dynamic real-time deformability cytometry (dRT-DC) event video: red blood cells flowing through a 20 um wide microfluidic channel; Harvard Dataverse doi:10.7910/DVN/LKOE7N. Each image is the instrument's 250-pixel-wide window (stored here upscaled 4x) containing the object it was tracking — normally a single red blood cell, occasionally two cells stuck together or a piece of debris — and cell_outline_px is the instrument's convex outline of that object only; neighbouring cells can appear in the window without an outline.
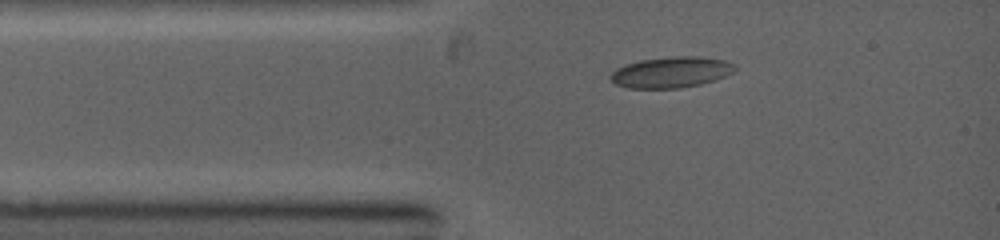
{"species": "common noctule bat (a hibernating species)", "species_latin": "Nyctalus noctula", "temperature_condition": "warm", "stored_images_in_passage": 23, "camera_frame_rate_fps": 5000, "um_per_image_px": 0.085, "animal": {"sex": "female", "body_mass_g": 19.0, "forearm_length_mm": 53.3}, "frame": {"image": 1, "passage_image": 1, "time_ms": 0.0, "image_size_px": [1000, 240], "cell_outline_px": [[736, 68], [732, 72], [716, 80], [700, 84], [680, 88], [628, 88], [616, 84], [608, 76], [616, 68], [624, 64], [640, 60], [676, 56], [700, 56], [724, 60], [736, 64]], "centroid_in_image_um": [57.04, 6.13], "position_along_channel_um": 28.0, "area_um2": 22.48}}
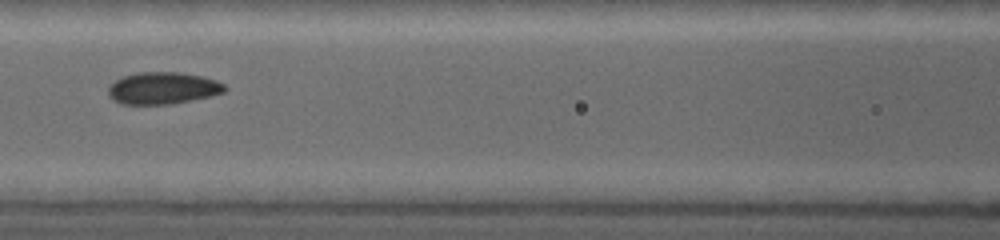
{"frame": {"image": 2, "passage_image": 8, "time_ms": 3.0, "image_size_px": [1000, 240], "cell_outline_px": [[228, 88], [224, 92], [212, 96], [172, 104], [120, 104], [112, 100], [108, 96], [108, 88], [116, 80], [124, 76], [136, 72], [180, 72], [204, 76], [216, 80], [224, 84]], "centroid_in_image_um": [13.86, 7.49], "position_along_channel_um": 152.7, "area_um2": 21.96}}
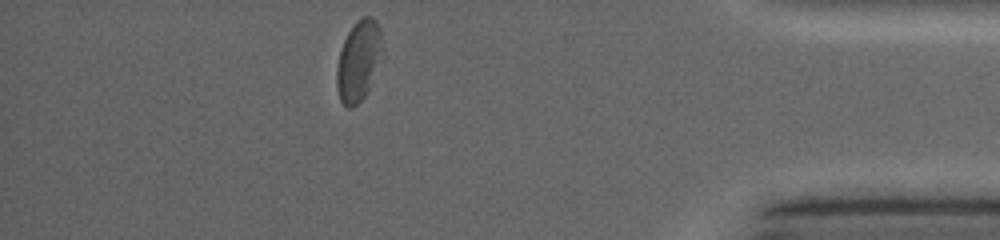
{"frame": {"image": 3, "passage_image": 23, "time_ms": 9.4, "image_size_px": [1000, 240], "cell_outline_px": [[384, 60], [364, 96], [352, 108], [348, 108], [340, 100], [336, 84], [336, 68], [340, 52], [344, 40], [348, 32], [356, 20], [364, 16], [372, 16], [376, 20], [380, 28]], "centroid_in_image_um": [30.52, 5.14], "position_along_channel_um": 404.7, "area_um2": 21.85}}